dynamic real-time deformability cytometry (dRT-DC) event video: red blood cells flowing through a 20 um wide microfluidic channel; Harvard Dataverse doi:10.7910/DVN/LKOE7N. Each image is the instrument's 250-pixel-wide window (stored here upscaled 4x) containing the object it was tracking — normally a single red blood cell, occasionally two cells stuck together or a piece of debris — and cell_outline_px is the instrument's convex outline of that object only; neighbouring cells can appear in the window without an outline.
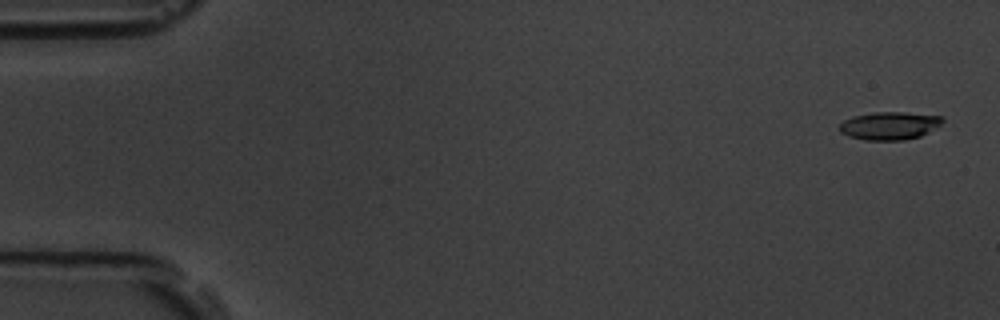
{"species": "common noctule bat (a hibernating species)", "species_latin": "Nyctalus noctula", "temperature_condition": "room temperature", "stored_images_in_passage": 15, "camera_frame_rate_fps": 3000, "um_per_image_px": 0.085, "animal": {"sex": "male", "body_mass_g": 19.5, "forearm_length_mm": 54.6}, "frame": {"image": 1, "passage_image": 1, "time_ms": 0.0, "image_size_px": [1000, 320], "cell_outline_px": [[944, 120], [940, 124], [928, 132], [920, 136], [904, 140], [864, 140], [848, 136], [840, 132], [840, 124], [844, 120], [852, 116], [876, 112], [904, 112], [944, 116]], "centroid_in_image_um": [75.6, 10.68], "position_along_channel_um": 9.4, "area_um2": 16.76}}
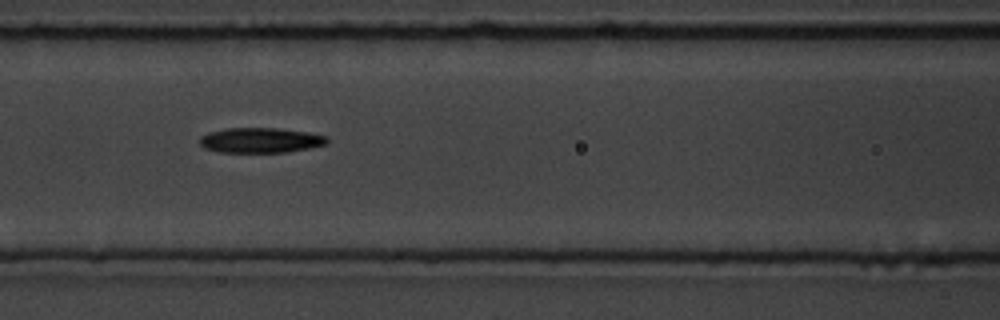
{"frame": {"image": 2, "passage_image": 7, "time_ms": 7.667, "image_size_px": [1000, 320], "cell_outline_px": [[328, 144], [308, 148], [284, 152], [220, 152], [204, 148], [200, 144], [200, 136], [208, 132], [228, 128], [276, 128], [308, 132], [328, 136]], "centroid_in_image_um": [22.14, 11.92], "position_along_channel_um": 144.5, "area_um2": 18.61}}
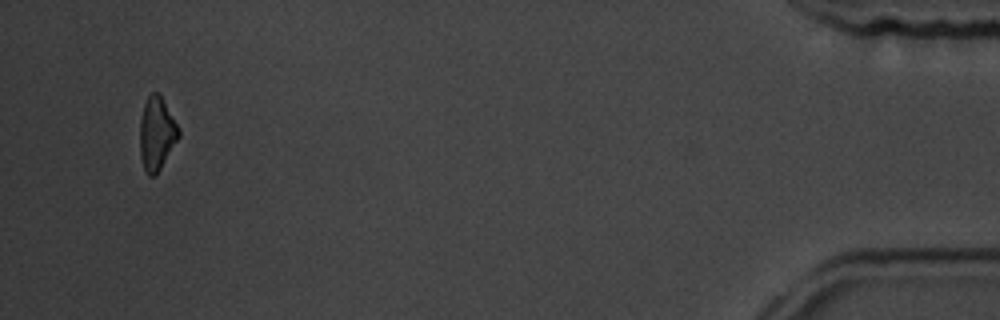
{"frame": {"image": 3, "passage_image": 15, "time_ms": 17.667, "image_size_px": [1000, 320], "cell_outline_px": [[180, 136], [156, 176], [148, 176], [144, 168], [140, 156], [140, 120], [144, 104], [148, 96], [152, 92], [160, 92], [180, 128]], "centroid_in_image_um": [13.33, 11.34], "position_along_channel_um": 421.9, "area_um2": 16.82}, "authors_computed_cell_mechanics": {"area_um2": 18.496, "velocity_mm_per_s": 3.5882, "shape_relaxation_time_tau1_ms": 7.5156, "shape_relaxation_time_tau2_ms": null, "deformation_change_tau1": 0.1747, "deformation_change_tau2": null}}